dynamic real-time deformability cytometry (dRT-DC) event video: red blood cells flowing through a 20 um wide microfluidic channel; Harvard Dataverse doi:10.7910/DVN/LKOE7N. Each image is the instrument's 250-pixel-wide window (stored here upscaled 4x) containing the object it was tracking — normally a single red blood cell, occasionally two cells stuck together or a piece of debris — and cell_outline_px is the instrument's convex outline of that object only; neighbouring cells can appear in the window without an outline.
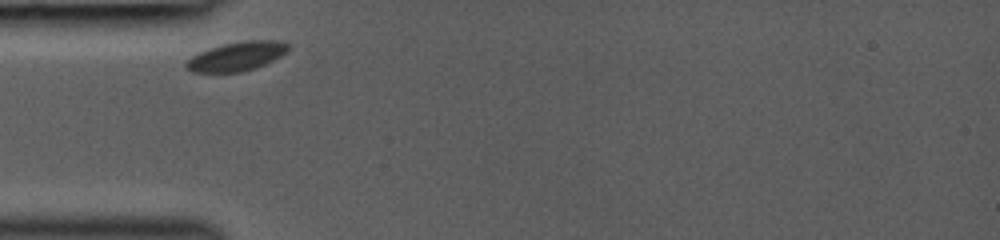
{"species": "common noctule bat (a hibernating species)", "species_latin": "Nyctalus noctula", "temperature_condition": "room temperature", "stored_images_in_passage": 27, "camera_frame_rate_fps": 3000, "um_per_image_px": 0.085, "animal": {"sex": "female", "body_mass_g": 19.0, "forearm_length_mm": 53.3}, "frame": {"image": 1, "passage_image": 1, "time_ms": 0.0, "image_size_px": [1000, 240], "cell_outline_px": [[288, 48], [280, 56], [264, 64], [240, 72], [192, 72], [184, 64], [192, 56], [200, 52], [224, 44], [248, 40], [276, 40], [288, 44]], "centroid_in_image_um": [20.1, 4.79], "position_along_channel_um": 64.9, "area_um2": 16.7}}
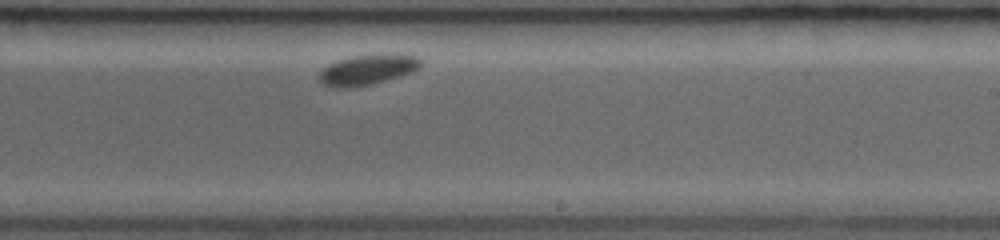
{"frame": {"image": 2, "passage_image": 16, "time_ms": 5.0, "image_size_px": [1000, 240], "cell_outline_px": [[420, 68], [412, 72], [372, 84], [352, 88], [332, 88], [324, 84], [320, 80], [320, 72], [328, 64], [352, 56], [416, 56], [420, 60]], "centroid_in_image_um": [31.18, 5.98], "position_along_channel_um": 257.8, "area_um2": 17.17}}
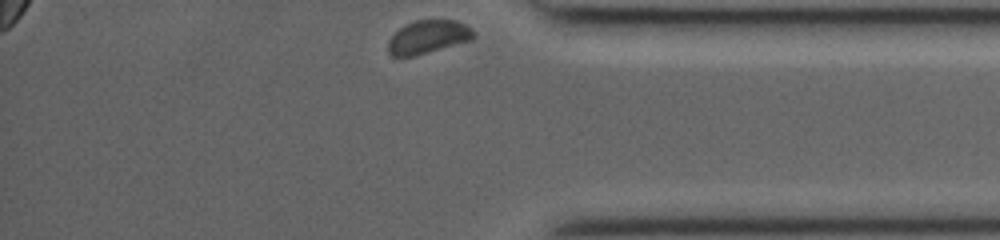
{"frame": {"image": 3, "passage_image": 27, "time_ms": 8.667, "image_size_px": [1000, 240], "cell_outline_px": [[476, 36], [472, 40], [416, 56], [392, 56], [388, 52], [388, 40], [404, 24], [416, 20], [456, 20], [472, 28], [476, 32]], "centroid_in_image_um": [36.42, 3.14], "position_along_channel_um": 398.8, "area_um2": 16.76}}